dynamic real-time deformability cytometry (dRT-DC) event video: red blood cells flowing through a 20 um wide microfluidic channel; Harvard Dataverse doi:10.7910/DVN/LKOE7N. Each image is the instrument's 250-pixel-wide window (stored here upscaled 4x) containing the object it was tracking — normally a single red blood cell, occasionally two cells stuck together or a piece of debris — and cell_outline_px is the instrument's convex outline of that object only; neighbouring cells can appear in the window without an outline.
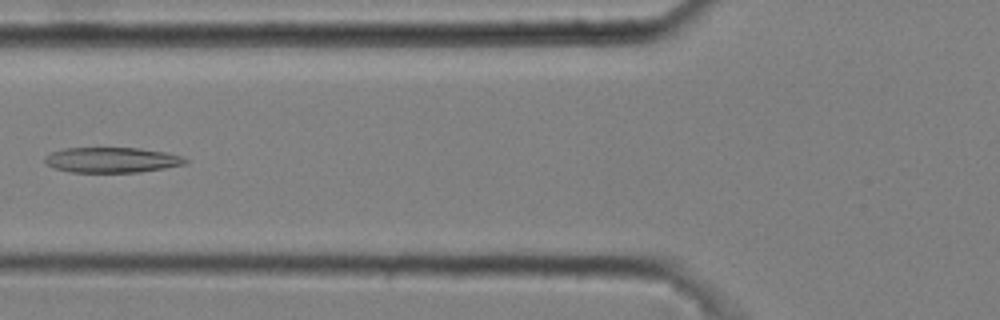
{"species": "common noctule bat (a hibernating species)", "species_latin": "Nyctalus noctula", "temperature_condition": "cold", "stored_images_in_passage": 2, "camera_frame_rate_fps": 3000, "um_per_image_px": 0.085, "animal": {"sex": "male", "body_mass_g": 20.4}, "frame": {"image": 1, "passage_image": 2, "time_ms": 0.333, "image_size_px": [1000, 320], "cell_outline_px": [[188, 160], [184, 164], [164, 168], [140, 172], [72, 172], [56, 168], [48, 164], [44, 160], [44, 156], [52, 152], [64, 148], [136, 148], [164, 152], [180, 156]], "centroid_in_image_um": [9.48, 13.59], "position_along_channel_um": 116.3, "area_um2": 20.4}}